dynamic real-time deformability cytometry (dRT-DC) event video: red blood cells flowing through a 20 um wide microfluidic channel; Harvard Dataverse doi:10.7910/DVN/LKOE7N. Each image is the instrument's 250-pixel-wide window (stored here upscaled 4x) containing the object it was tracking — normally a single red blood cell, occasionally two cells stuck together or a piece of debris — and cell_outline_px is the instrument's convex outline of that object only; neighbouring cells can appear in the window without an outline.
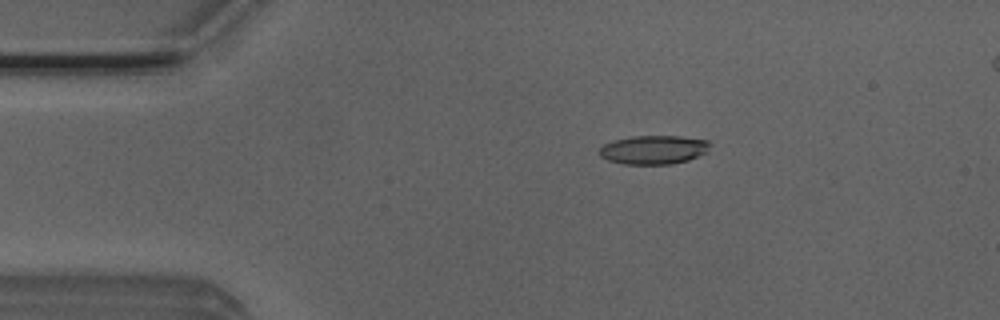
{"species": "Egyptian fruit bat (a non-hibernating species)", "species_latin": "Rousettus aegyptiacus", "temperature_condition": "room temperature", "stored_images_in_passage": 5, "camera_frame_rate_fps": 3000, "um_per_image_px": 0.085, "animal": {"sex": "male"}, "frame": {"image": 1, "passage_image": 3, "time_ms": 0.667, "image_size_px": [1000, 320], "cell_outline_px": [[712, 144], [708, 152], [688, 160], [672, 164], [624, 164], [608, 160], [600, 156], [600, 148], [604, 144], [612, 140], [632, 136], [680, 136], [708, 140]], "centroid_in_image_um": [55.59, 12.72], "position_along_channel_um": 29.4, "area_um2": 18.73}}